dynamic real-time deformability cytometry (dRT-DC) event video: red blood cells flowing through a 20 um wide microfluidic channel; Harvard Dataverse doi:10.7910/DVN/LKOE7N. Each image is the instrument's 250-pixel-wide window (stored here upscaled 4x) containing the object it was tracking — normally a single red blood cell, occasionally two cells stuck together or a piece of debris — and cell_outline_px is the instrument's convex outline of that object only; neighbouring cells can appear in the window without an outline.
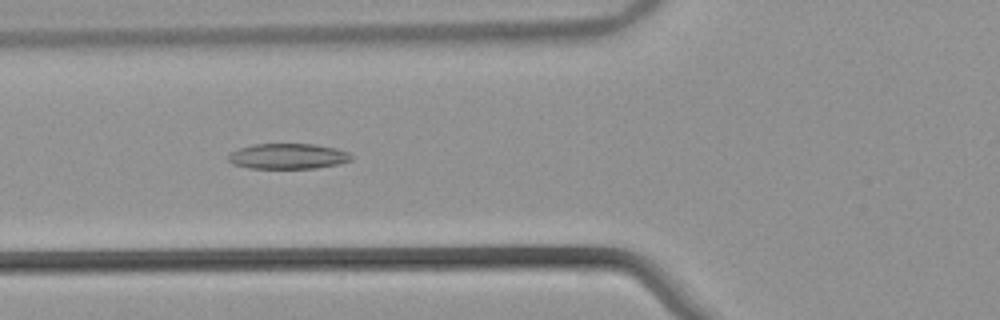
{"species": "common noctule bat (a hibernating species)", "species_latin": "Nyctalus noctula", "temperature_condition": "warm", "stored_images_in_passage": 53, "camera_frame_rate_fps": 3000, "um_per_image_px": 0.085, "animal": {"sex": "male", "body_mass_g": 21.5, "forearm_length_mm": 52.0}, "frame": {"image": 1, "passage_image": 20, "time_ms": 6.333, "image_size_px": [1000, 320], "cell_outline_px": [[352, 160], [340, 164], [316, 168], [248, 168], [232, 164], [228, 160], [228, 156], [232, 152], [240, 148], [252, 144], [312, 144], [336, 148], [348, 152], [352, 156]], "centroid_in_image_um": [24.49, 13.28], "position_along_channel_um": 101.3, "area_um2": 18.26}}
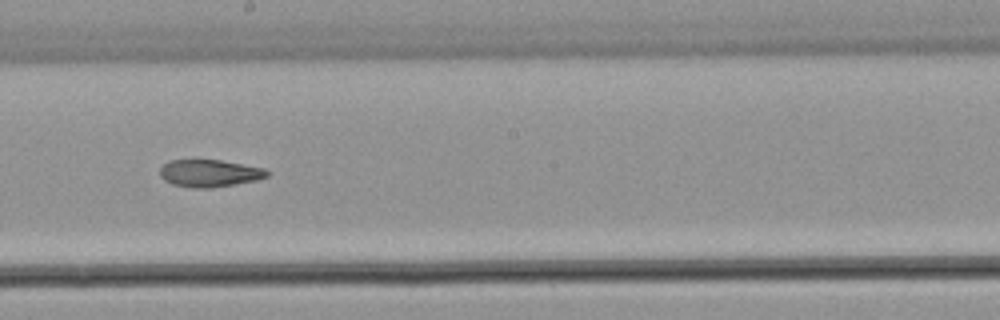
{"frame": {"image": 2, "passage_image": 30, "time_ms": 9.667, "image_size_px": [1000, 320], "cell_outline_px": [[268, 176], [256, 180], [212, 188], [192, 188], [172, 184], [164, 180], [160, 176], [160, 168], [168, 160], [220, 160], [264, 168], [268, 172]], "centroid_in_image_um": [17.77, 14.73], "position_along_channel_um": 230.4, "area_um2": 16.99}}
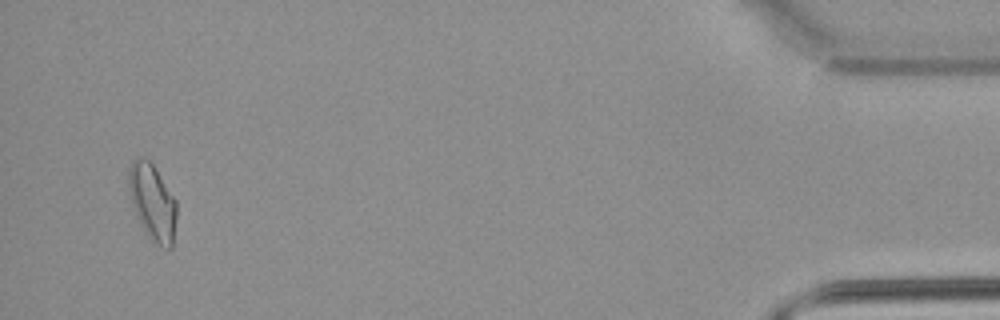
{"frame": {"image": 3, "passage_image": 51, "time_ms": 16.667, "image_size_px": [1000, 320], "cell_outline_px": [[176, 216], [172, 248], [168, 252], [152, 244], [136, 216], [132, 204], [128, 188], [128, 168], [132, 160], [136, 156], [144, 156], [152, 164], [176, 200]], "centroid_in_image_um": [12.94, 17.23], "position_along_channel_um": 422.3, "area_um2": 21.79}, "authors_computed_cell_mechanics": {"area_um2": 18.496, "velocity_mm_per_s": 3.867, "shape_relaxation_time_tau1_ms": null, "shape_relaxation_time_tau2_ms": 3.0132, "deformation_change_tau1": null, "deformation_change_tau2": 0.0977}}